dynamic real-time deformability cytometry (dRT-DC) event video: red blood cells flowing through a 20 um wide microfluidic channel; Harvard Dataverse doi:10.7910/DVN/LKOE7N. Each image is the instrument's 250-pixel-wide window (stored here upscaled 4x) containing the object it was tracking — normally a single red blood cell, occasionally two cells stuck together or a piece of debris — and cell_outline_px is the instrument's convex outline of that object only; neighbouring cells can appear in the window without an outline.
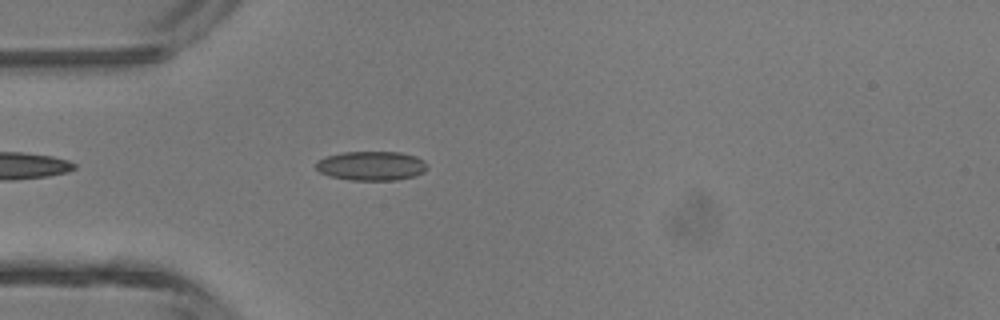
{"species": "common noctule bat (a hibernating species)", "species_latin": "Nyctalus noctula", "temperature_condition": "room temperature", "stored_images_in_passage": 37, "camera_frame_rate_fps": 3000, "um_per_image_px": 0.085, "animal": {"sex": "male", "body_mass_g": 13.3}, "frame": {"image": 1, "passage_image": 4, "time_ms": 1.0, "image_size_px": [1000, 320], "cell_outline_px": [[428, 168], [424, 172], [416, 176], [396, 180], [352, 180], [328, 176], [320, 172], [316, 168], [316, 164], [324, 156], [340, 152], [400, 152], [416, 156], [424, 160], [428, 164]], "centroid_in_image_um": [31.6, 14.09], "position_along_channel_um": 53.4, "area_um2": 19.19}}
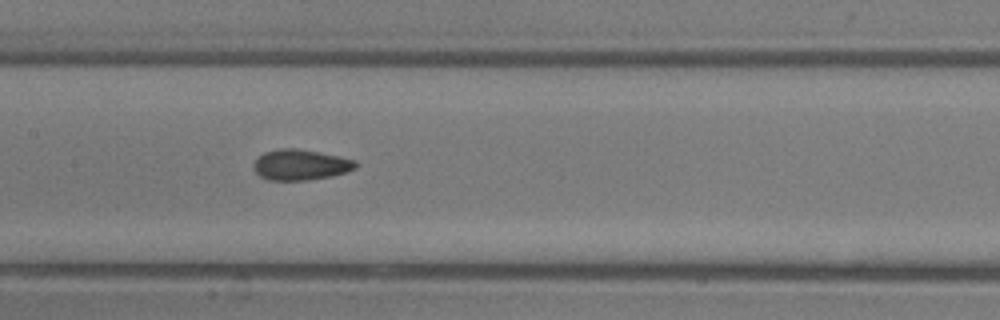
{"frame": {"image": 2, "passage_image": 13, "time_ms": 4.0, "image_size_px": [1000, 320], "cell_outline_px": [[360, 164], [356, 168], [332, 176], [308, 180], [268, 180], [260, 176], [252, 168], [252, 164], [264, 152], [280, 148], [296, 148], [340, 156], [356, 160]], "centroid_in_image_um": [25.56, 14.0], "position_along_channel_um": 181.8, "area_um2": 18.32}}
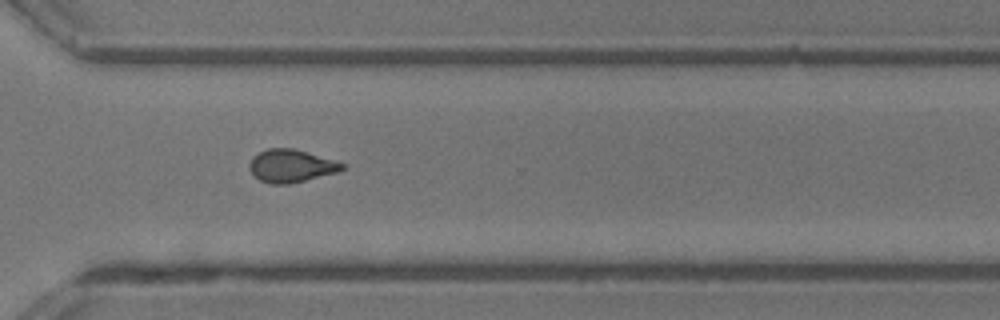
{"frame": {"image": 3, "passage_image": 24, "time_ms": 7.667, "image_size_px": [1000, 320], "cell_outline_px": [[344, 168], [336, 172], [288, 184], [272, 184], [260, 180], [248, 168], [248, 164], [252, 156], [268, 148], [292, 148], [332, 160], [344, 164]], "centroid_in_image_um": [24.67, 14.1], "position_along_channel_um": 345.9, "area_um2": 17.28}, "authors_computed_cell_mechanics": {"area_um2": 17.7446, "velocity_mm_per_s": 4.4908, "shape_relaxation_time_tau1_ms": 8.0917, "shape_relaxation_time_tau2_ms": 1.7039, "deformation_change_tau1": 0.159, "deformation_change_tau2": 0.0751}}